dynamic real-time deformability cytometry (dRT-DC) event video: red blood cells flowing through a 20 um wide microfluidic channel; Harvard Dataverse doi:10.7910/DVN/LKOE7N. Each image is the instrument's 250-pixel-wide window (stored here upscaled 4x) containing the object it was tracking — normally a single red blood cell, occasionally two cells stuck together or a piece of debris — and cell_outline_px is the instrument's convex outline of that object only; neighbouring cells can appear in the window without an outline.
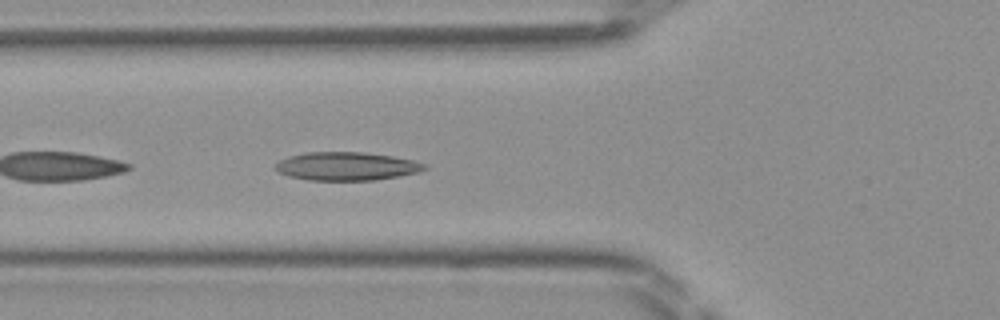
{"species": "Egyptian fruit bat (a non-hibernating species)", "species_latin": "Rousettus aegyptiacus", "temperature_condition": "room temperature", "stored_images_in_passage": 39, "camera_frame_rate_fps": 3000, "um_per_image_px": 0.085, "frame": {"image": 1, "passage_image": 9, "time_ms": 2.667, "image_size_px": [1000, 320], "cell_outline_px": [[428, 168], [420, 172], [376, 180], [308, 180], [288, 176], [272, 168], [280, 160], [288, 156], [308, 152], [364, 152], [392, 156], [412, 160], [428, 164]], "centroid_in_image_um": [29.47, 14.13], "position_along_channel_um": 96.3, "area_um2": 24.74}}
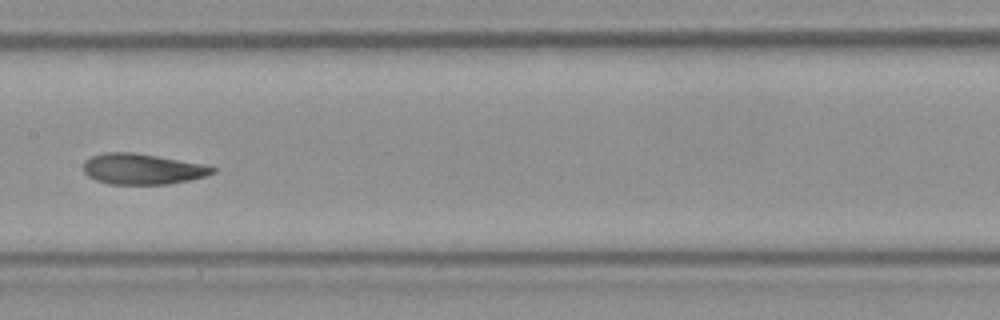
{"frame": {"image": 2, "passage_image": 16, "time_ms": 5.0, "image_size_px": [1000, 320], "cell_outline_px": [[216, 172], [204, 176], [188, 180], [168, 184], [108, 184], [96, 180], [88, 176], [84, 172], [84, 160], [92, 156], [104, 152], [136, 152], [204, 164], [216, 168]], "centroid_in_image_um": [12.09, 14.35], "position_along_channel_um": 195.3, "area_um2": 23.18}}
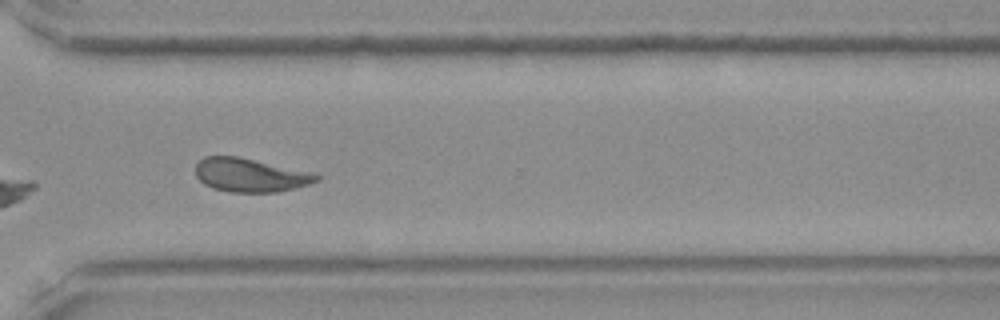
{"frame": {"image": 3, "passage_image": 27, "time_ms": 8.667, "image_size_px": [1000, 320], "cell_outline_px": [[320, 180], [308, 184], [276, 192], [232, 192], [212, 188], [204, 184], [196, 176], [196, 164], [204, 156], [236, 156], [308, 172], [320, 176]], "centroid_in_image_um": [21.2, 14.89], "position_along_channel_um": 349.4, "area_um2": 23.18}}